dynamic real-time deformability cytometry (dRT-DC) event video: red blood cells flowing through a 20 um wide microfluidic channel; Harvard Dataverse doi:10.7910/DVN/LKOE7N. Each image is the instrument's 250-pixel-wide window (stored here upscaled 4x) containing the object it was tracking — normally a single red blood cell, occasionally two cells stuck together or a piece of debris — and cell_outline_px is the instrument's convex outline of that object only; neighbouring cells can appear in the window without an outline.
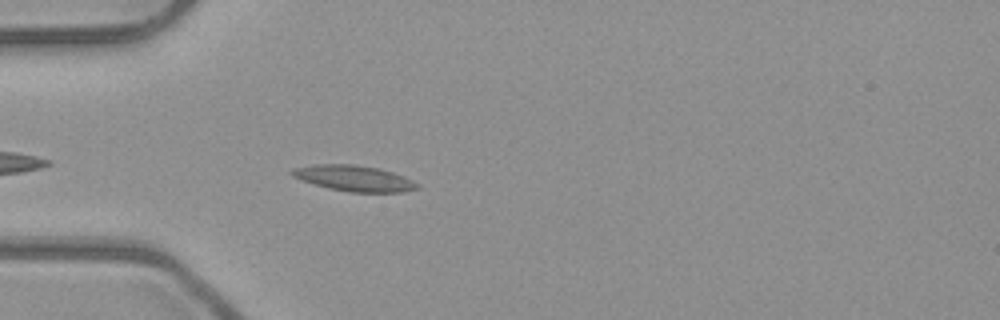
{"species": "common noctule bat (a hibernating species)", "species_latin": "Nyctalus noctula", "temperature_condition": "room temperature", "stored_images_in_passage": 35, "camera_frame_rate_fps": 3000, "um_per_image_px": 0.085, "animal": {"sex": "male", "body_mass_g": 23.1, "forearm_length_mm": 52.7}, "frame": {"image": 1, "passage_image": 3, "time_ms": 0.667, "image_size_px": [1000, 320], "cell_outline_px": [[420, 188], [404, 192], [348, 192], [328, 188], [300, 180], [292, 176], [288, 172], [292, 168], [316, 164], [352, 164], [376, 168], [392, 172], [404, 176], [420, 184]], "centroid_in_image_um": [30.08, 15.16], "position_along_channel_um": 54.9, "area_um2": 18.96}}
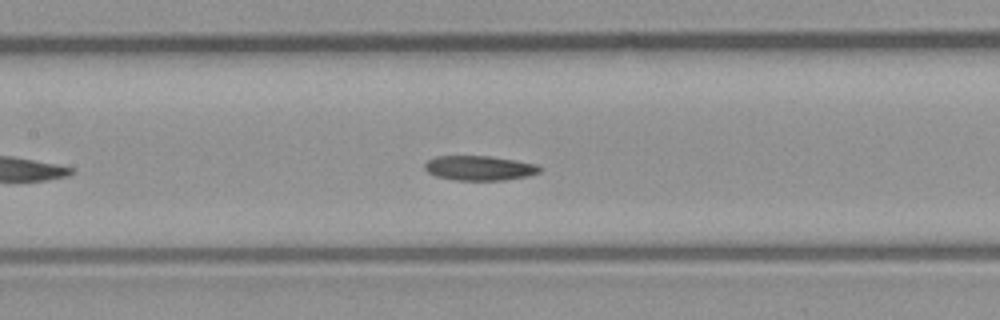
{"frame": {"image": 2, "passage_image": 12, "time_ms": 3.667, "image_size_px": [1000, 320], "cell_outline_px": [[544, 168], [540, 172], [528, 176], [504, 180], [456, 180], [436, 176], [428, 172], [424, 168], [424, 164], [428, 160], [436, 156], [488, 156], [516, 160], [536, 164]], "centroid_in_image_um": [40.77, 14.28], "position_along_channel_um": 166.6, "area_um2": 16.59}}
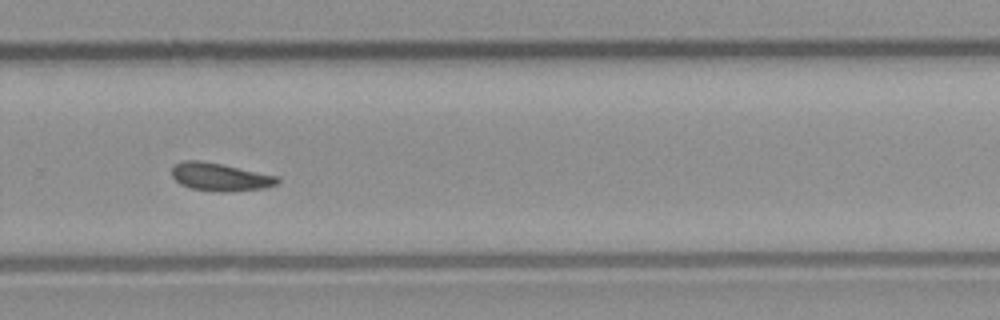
{"frame": {"image": 3, "passage_image": 23, "time_ms": 7.333, "image_size_px": [1000, 320], "cell_outline_px": [[280, 180], [276, 184], [264, 188], [224, 192], [216, 192], [192, 188], [180, 184], [172, 176], [172, 168], [176, 164], [184, 160], [200, 160], [280, 176]], "centroid_in_image_um": [18.72, 15.04], "position_along_channel_um": 311.1, "area_um2": 17.11}}